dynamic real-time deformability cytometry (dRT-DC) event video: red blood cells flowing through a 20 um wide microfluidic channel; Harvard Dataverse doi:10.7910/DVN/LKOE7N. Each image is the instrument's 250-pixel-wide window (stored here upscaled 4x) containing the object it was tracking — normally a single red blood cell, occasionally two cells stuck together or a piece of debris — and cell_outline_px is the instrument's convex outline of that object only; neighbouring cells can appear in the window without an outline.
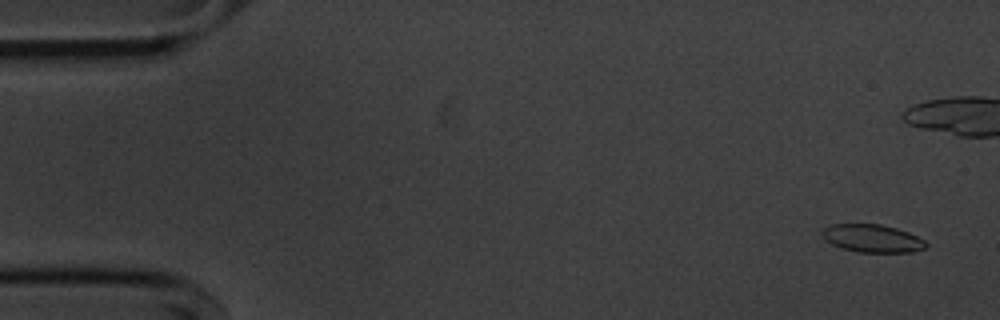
{"species": "common noctule bat (a hibernating species)", "species_latin": "Nyctalus noctula", "temperature_condition": "cold", "stored_images_in_passage": 56, "camera_frame_rate_fps": 3000, "um_per_image_px": 0.085, "animal": {"sex": "male", "body_mass_g": 20.1, "forearm_length_mm": 53.5}, "frame": {"image": 1, "passage_image": 3, "time_ms": 0.667, "image_size_px": [1000, 320], "cell_outline_px": [[928, 244], [924, 248], [912, 252], [856, 252], [840, 248], [824, 240], [820, 232], [824, 228], [832, 224], [880, 224], [896, 228], [908, 232], [924, 240]], "centroid_in_image_um": [74.1, 20.26], "position_along_channel_um": 10.9, "area_um2": 16.94}}
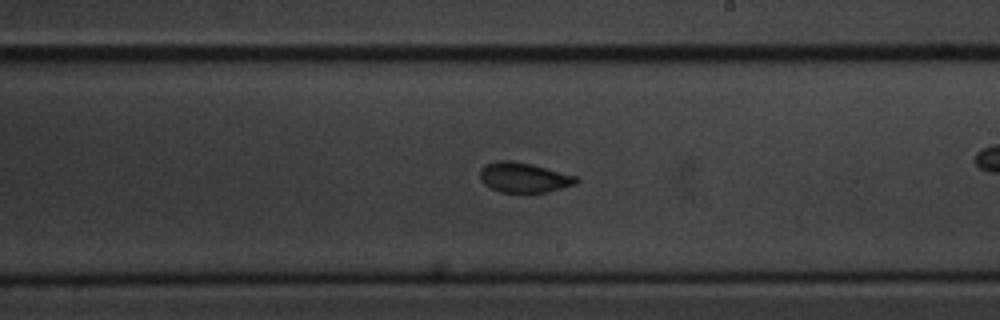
{"frame": {"image": 2, "passage_image": 32, "time_ms": 10.333, "image_size_px": [1000, 320], "cell_outline_px": [[580, 180], [576, 184], [548, 192], [500, 192], [484, 184], [480, 180], [480, 168], [484, 164], [496, 160], [512, 160], [532, 164], [576, 176]], "centroid_in_image_um": [44.5, 15.07], "position_along_channel_um": 244.5, "area_um2": 16.94}}
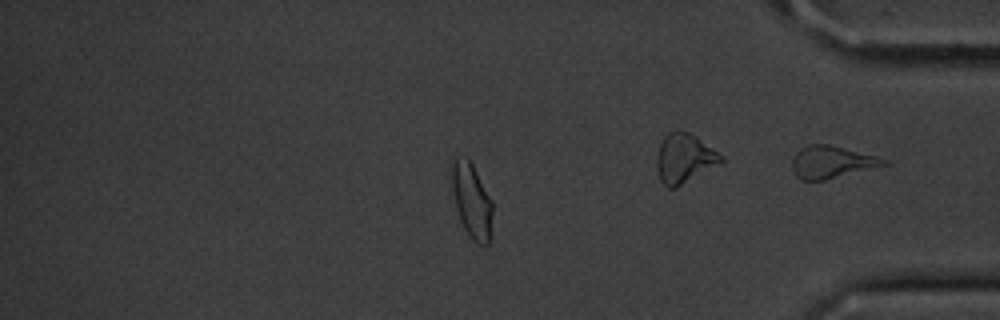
{"frame": {"image": 3, "passage_image": 47, "time_ms": 15.333, "image_size_px": [1000, 320], "cell_outline_px": [[492, 240], [488, 244], [480, 244], [472, 240], [468, 236], [460, 220], [456, 208], [452, 188], [452, 164], [456, 156], [468, 156], [492, 200]], "centroid_in_image_um": [40.12, 17.08], "position_along_channel_um": 395.1, "area_um2": 18.03}, "authors_computed_cell_mechanics": {"area_um2": 17.629, "velocity_mm_per_s": 3.6187, "shape_relaxation_time_tau1_ms": 2.5977, "shape_relaxation_time_tau2_ms": 1.3874, "deformation_change_tau1": 0.1141, "deformation_change_tau2": 0.0495}}